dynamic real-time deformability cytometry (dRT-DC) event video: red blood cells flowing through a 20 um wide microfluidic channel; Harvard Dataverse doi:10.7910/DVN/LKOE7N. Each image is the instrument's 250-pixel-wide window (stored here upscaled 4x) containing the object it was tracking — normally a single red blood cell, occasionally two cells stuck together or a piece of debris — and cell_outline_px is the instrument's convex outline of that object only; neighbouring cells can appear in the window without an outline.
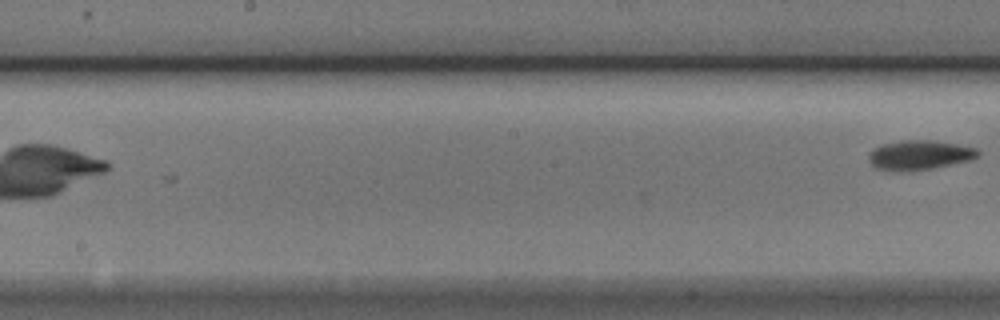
{"species": "Egyptian fruit bat (a non-hibernating species)", "species_latin": "Rousettus aegyptiacus", "temperature_condition": "cold", "stored_images_in_passage": 8, "camera_frame_rate_fps": 3000, "um_per_image_px": 0.085, "animal": {"sex": "male"}, "frame": {"image": 1, "passage_image": 8, "time_ms": 2.333, "image_size_px": [1000, 320], "cell_outline_px": [[980, 156], [968, 160], [932, 168], [908, 172], [892, 172], [876, 168], [868, 160], [868, 152], [872, 148], [884, 144], [900, 140], [932, 140], [956, 144], [976, 148], [980, 152]], "centroid_in_image_um": [78.09, 13.19], "position_along_channel_um": 170.1, "area_um2": 19.02}}